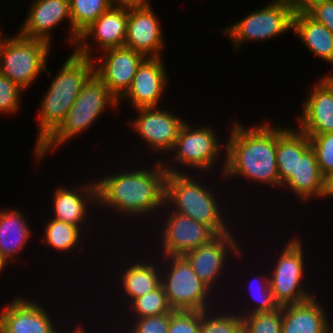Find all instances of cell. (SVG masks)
<instances>
[{
  "label": "cell",
  "mask_w": 333,
  "mask_h": 333,
  "mask_svg": "<svg viewBox=\"0 0 333 333\" xmlns=\"http://www.w3.org/2000/svg\"><path fill=\"white\" fill-rule=\"evenodd\" d=\"M167 173L165 180V205L170 210L190 216L197 222L209 226L217 235L232 231L231 225H226L225 213L218 202L213 189L197 179L198 176ZM208 187V188H207ZM211 189V190H210ZM213 191V192H212ZM216 197V198H215ZM232 229V230H231Z\"/></svg>",
  "instance_id": "cell-5"
},
{
  "label": "cell",
  "mask_w": 333,
  "mask_h": 333,
  "mask_svg": "<svg viewBox=\"0 0 333 333\" xmlns=\"http://www.w3.org/2000/svg\"><path fill=\"white\" fill-rule=\"evenodd\" d=\"M50 221L44 226V244L57 252H75L80 250L83 240L86 238L82 230L77 226L50 218ZM84 239H83V238ZM82 239V240H81ZM78 247V248H77ZM72 250V251H71Z\"/></svg>",
  "instance_id": "cell-28"
},
{
  "label": "cell",
  "mask_w": 333,
  "mask_h": 333,
  "mask_svg": "<svg viewBox=\"0 0 333 333\" xmlns=\"http://www.w3.org/2000/svg\"><path fill=\"white\" fill-rule=\"evenodd\" d=\"M312 0H294L296 7L302 8L307 2Z\"/></svg>",
  "instance_id": "cell-43"
},
{
  "label": "cell",
  "mask_w": 333,
  "mask_h": 333,
  "mask_svg": "<svg viewBox=\"0 0 333 333\" xmlns=\"http://www.w3.org/2000/svg\"><path fill=\"white\" fill-rule=\"evenodd\" d=\"M128 309L129 315L132 318H143L150 316H159L165 313H171L173 310L168 304L167 297L162 285L152 292L146 293L136 299L130 304ZM132 312V314H131ZM136 314V315H135Z\"/></svg>",
  "instance_id": "cell-32"
},
{
  "label": "cell",
  "mask_w": 333,
  "mask_h": 333,
  "mask_svg": "<svg viewBox=\"0 0 333 333\" xmlns=\"http://www.w3.org/2000/svg\"><path fill=\"white\" fill-rule=\"evenodd\" d=\"M135 111L139 114L130 121V128L143 138L151 152L170 154L185 121L159 106L138 108Z\"/></svg>",
  "instance_id": "cell-14"
},
{
  "label": "cell",
  "mask_w": 333,
  "mask_h": 333,
  "mask_svg": "<svg viewBox=\"0 0 333 333\" xmlns=\"http://www.w3.org/2000/svg\"><path fill=\"white\" fill-rule=\"evenodd\" d=\"M292 30L312 54L333 66V34L327 27L296 7Z\"/></svg>",
  "instance_id": "cell-24"
},
{
  "label": "cell",
  "mask_w": 333,
  "mask_h": 333,
  "mask_svg": "<svg viewBox=\"0 0 333 333\" xmlns=\"http://www.w3.org/2000/svg\"><path fill=\"white\" fill-rule=\"evenodd\" d=\"M150 1L128 9L127 35L124 46L140 52L146 58L163 57L165 47L162 27Z\"/></svg>",
  "instance_id": "cell-19"
},
{
  "label": "cell",
  "mask_w": 333,
  "mask_h": 333,
  "mask_svg": "<svg viewBox=\"0 0 333 333\" xmlns=\"http://www.w3.org/2000/svg\"><path fill=\"white\" fill-rule=\"evenodd\" d=\"M201 311L173 310L168 333H199Z\"/></svg>",
  "instance_id": "cell-36"
},
{
  "label": "cell",
  "mask_w": 333,
  "mask_h": 333,
  "mask_svg": "<svg viewBox=\"0 0 333 333\" xmlns=\"http://www.w3.org/2000/svg\"><path fill=\"white\" fill-rule=\"evenodd\" d=\"M144 260V261H143ZM133 260L134 262H127L125 267L120 271L119 286L124 291V298L127 299L129 305L134 299L154 291L161 285V268L160 263H150V261ZM136 262V263H135ZM124 268V269H123Z\"/></svg>",
  "instance_id": "cell-26"
},
{
  "label": "cell",
  "mask_w": 333,
  "mask_h": 333,
  "mask_svg": "<svg viewBox=\"0 0 333 333\" xmlns=\"http://www.w3.org/2000/svg\"><path fill=\"white\" fill-rule=\"evenodd\" d=\"M276 160L279 189L295 174L296 128L276 126Z\"/></svg>",
  "instance_id": "cell-27"
},
{
  "label": "cell",
  "mask_w": 333,
  "mask_h": 333,
  "mask_svg": "<svg viewBox=\"0 0 333 333\" xmlns=\"http://www.w3.org/2000/svg\"><path fill=\"white\" fill-rule=\"evenodd\" d=\"M53 218L77 226L82 232L87 233L92 230L91 223L87 218L89 215V205H97V186L92 180L75 188L60 186L55 189L52 197ZM91 203V204H90ZM88 222H87V221ZM85 224V225H84ZM84 229L87 228V229Z\"/></svg>",
  "instance_id": "cell-20"
},
{
  "label": "cell",
  "mask_w": 333,
  "mask_h": 333,
  "mask_svg": "<svg viewBox=\"0 0 333 333\" xmlns=\"http://www.w3.org/2000/svg\"><path fill=\"white\" fill-rule=\"evenodd\" d=\"M261 274L262 273H260V276L257 279H256V277L253 278L254 279L253 283L248 284L249 285L248 288L251 292L247 291V294L251 293L250 296L254 300L255 305L248 304V301H247V303H245V305H244L245 307L243 309H241L240 312H239V310H237L241 316H245V315L253 314V313L275 311L276 309H278L280 307L276 303L274 296L272 294V290L270 287V276L266 275V273L263 275H261ZM250 282H252V280ZM255 282H256V284H255ZM254 285H255V287H254ZM246 304H248L247 307H249V308L251 307V308L246 309Z\"/></svg>",
  "instance_id": "cell-31"
},
{
  "label": "cell",
  "mask_w": 333,
  "mask_h": 333,
  "mask_svg": "<svg viewBox=\"0 0 333 333\" xmlns=\"http://www.w3.org/2000/svg\"><path fill=\"white\" fill-rule=\"evenodd\" d=\"M286 244L268 273L272 294L280 307L303 302L315 295L304 287L307 261L301 240L296 235Z\"/></svg>",
  "instance_id": "cell-10"
},
{
  "label": "cell",
  "mask_w": 333,
  "mask_h": 333,
  "mask_svg": "<svg viewBox=\"0 0 333 333\" xmlns=\"http://www.w3.org/2000/svg\"><path fill=\"white\" fill-rule=\"evenodd\" d=\"M3 31H2V29H1V31H0V48H1V45H2V43H3V40H4V36H3V33H2ZM3 36V37H2Z\"/></svg>",
  "instance_id": "cell-45"
},
{
  "label": "cell",
  "mask_w": 333,
  "mask_h": 333,
  "mask_svg": "<svg viewBox=\"0 0 333 333\" xmlns=\"http://www.w3.org/2000/svg\"><path fill=\"white\" fill-rule=\"evenodd\" d=\"M161 259V285L172 310L205 311L215 307L214 304L218 306L217 298L212 297L215 292L201 281L184 256Z\"/></svg>",
  "instance_id": "cell-6"
},
{
  "label": "cell",
  "mask_w": 333,
  "mask_h": 333,
  "mask_svg": "<svg viewBox=\"0 0 333 333\" xmlns=\"http://www.w3.org/2000/svg\"><path fill=\"white\" fill-rule=\"evenodd\" d=\"M23 91L15 82L0 73V114L6 113V115H10L18 113L21 107L20 98L23 95Z\"/></svg>",
  "instance_id": "cell-35"
},
{
  "label": "cell",
  "mask_w": 333,
  "mask_h": 333,
  "mask_svg": "<svg viewBox=\"0 0 333 333\" xmlns=\"http://www.w3.org/2000/svg\"><path fill=\"white\" fill-rule=\"evenodd\" d=\"M186 121L182 125L176 143L170 152L172 158L168 160L172 164L168 160L165 161L166 159H162L163 166L167 173L183 174L184 170L190 168V171L191 167L195 171H201V173L207 171L211 173L213 171L211 168H215L217 161H220L218 157L222 155L220 153H222L221 150L224 147L226 148V143L223 142L221 144L219 142V136L215 133L217 131H214L215 129L211 128L209 124L207 126L199 125V127L195 128V126L192 127L193 125ZM183 166L185 169L181 170Z\"/></svg>",
  "instance_id": "cell-7"
},
{
  "label": "cell",
  "mask_w": 333,
  "mask_h": 333,
  "mask_svg": "<svg viewBox=\"0 0 333 333\" xmlns=\"http://www.w3.org/2000/svg\"><path fill=\"white\" fill-rule=\"evenodd\" d=\"M309 139L320 171L328 180L333 175V133L312 135Z\"/></svg>",
  "instance_id": "cell-34"
},
{
  "label": "cell",
  "mask_w": 333,
  "mask_h": 333,
  "mask_svg": "<svg viewBox=\"0 0 333 333\" xmlns=\"http://www.w3.org/2000/svg\"><path fill=\"white\" fill-rule=\"evenodd\" d=\"M8 263L1 255H0V274L3 273L2 271L8 266Z\"/></svg>",
  "instance_id": "cell-42"
},
{
  "label": "cell",
  "mask_w": 333,
  "mask_h": 333,
  "mask_svg": "<svg viewBox=\"0 0 333 333\" xmlns=\"http://www.w3.org/2000/svg\"><path fill=\"white\" fill-rule=\"evenodd\" d=\"M328 191L330 198L333 197V175L327 180Z\"/></svg>",
  "instance_id": "cell-41"
},
{
  "label": "cell",
  "mask_w": 333,
  "mask_h": 333,
  "mask_svg": "<svg viewBox=\"0 0 333 333\" xmlns=\"http://www.w3.org/2000/svg\"><path fill=\"white\" fill-rule=\"evenodd\" d=\"M163 58H146L138 67L131 86L118 100H129L134 109L158 107L167 89L168 77Z\"/></svg>",
  "instance_id": "cell-21"
},
{
  "label": "cell",
  "mask_w": 333,
  "mask_h": 333,
  "mask_svg": "<svg viewBox=\"0 0 333 333\" xmlns=\"http://www.w3.org/2000/svg\"><path fill=\"white\" fill-rule=\"evenodd\" d=\"M118 99L108 87L93 74L83 85L76 101L60 125L37 147H33L36 162L40 163L51 151L68 143L98 121L107 107H118ZM57 149V150H56Z\"/></svg>",
  "instance_id": "cell-4"
},
{
  "label": "cell",
  "mask_w": 333,
  "mask_h": 333,
  "mask_svg": "<svg viewBox=\"0 0 333 333\" xmlns=\"http://www.w3.org/2000/svg\"><path fill=\"white\" fill-rule=\"evenodd\" d=\"M71 28L80 35L110 8L108 0H69Z\"/></svg>",
  "instance_id": "cell-30"
},
{
  "label": "cell",
  "mask_w": 333,
  "mask_h": 333,
  "mask_svg": "<svg viewBox=\"0 0 333 333\" xmlns=\"http://www.w3.org/2000/svg\"><path fill=\"white\" fill-rule=\"evenodd\" d=\"M108 2L112 8L133 9L148 3L149 0H108Z\"/></svg>",
  "instance_id": "cell-39"
},
{
  "label": "cell",
  "mask_w": 333,
  "mask_h": 333,
  "mask_svg": "<svg viewBox=\"0 0 333 333\" xmlns=\"http://www.w3.org/2000/svg\"><path fill=\"white\" fill-rule=\"evenodd\" d=\"M302 9L333 34V0H312L307 2Z\"/></svg>",
  "instance_id": "cell-38"
},
{
  "label": "cell",
  "mask_w": 333,
  "mask_h": 333,
  "mask_svg": "<svg viewBox=\"0 0 333 333\" xmlns=\"http://www.w3.org/2000/svg\"><path fill=\"white\" fill-rule=\"evenodd\" d=\"M236 238L231 231L219 234L209 243L183 255L190 263L192 270L212 291L216 292V288L221 287L217 283L222 284L220 277L228 267L226 266L229 261L228 256L231 254L233 255L231 257L235 258L236 255V258L240 259L243 255L241 245Z\"/></svg>",
  "instance_id": "cell-11"
},
{
  "label": "cell",
  "mask_w": 333,
  "mask_h": 333,
  "mask_svg": "<svg viewBox=\"0 0 333 333\" xmlns=\"http://www.w3.org/2000/svg\"><path fill=\"white\" fill-rule=\"evenodd\" d=\"M281 188L292 190L298 200L307 204L316 197L330 198L327 179L320 171L310 139L297 128L295 174Z\"/></svg>",
  "instance_id": "cell-13"
},
{
  "label": "cell",
  "mask_w": 333,
  "mask_h": 333,
  "mask_svg": "<svg viewBox=\"0 0 333 333\" xmlns=\"http://www.w3.org/2000/svg\"><path fill=\"white\" fill-rule=\"evenodd\" d=\"M133 319L127 333H168L170 313Z\"/></svg>",
  "instance_id": "cell-37"
},
{
  "label": "cell",
  "mask_w": 333,
  "mask_h": 333,
  "mask_svg": "<svg viewBox=\"0 0 333 333\" xmlns=\"http://www.w3.org/2000/svg\"><path fill=\"white\" fill-rule=\"evenodd\" d=\"M127 22L128 9L110 7L79 35L74 50L81 56L94 58L93 45H97L96 48L101 52L123 47L127 35ZM89 38L96 44L88 41Z\"/></svg>",
  "instance_id": "cell-16"
},
{
  "label": "cell",
  "mask_w": 333,
  "mask_h": 333,
  "mask_svg": "<svg viewBox=\"0 0 333 333\" xmlns=\"http://www.w3.org/2000/svg\"><path fill=\"white\" fill-rule=\"evenodd\" d=\"M322 79L333 89V73L322 76Z\"/></svg>",
  "instance_id": "cell-40"
},
{
  "label": "cell",
  "mask_w": 333,
  "mask_h": 333,
  "mask_svg": "<svg viewBox=\"0 0 333 333\" xmlns=\"http://www.w3.org/2000/svg\"><path fill=\"white\" fill-rule=\"evenodd\" d=\"M316 296L282 307V333H328L330 319Z\"/></svg>",
  "instance_id": "cell-23"
},
{
  "label": "cell",
  "mask_w": 333,
  "mask_h": 333,
  "mask_svg": "<svg viewBox=\"0 0 333 333\" xmlns=\"http://www.w3.org/2000/svg\"><path fill=\"white\" fill-rule=\"evenodd\" d=\"M93 58L79 55L75 50L52 78L39 106L37 148L63 121L76 101L83 85L94 74Z\"/></svg>",
  "instance_id": "cell-3"
},
{
  "label": "cell",
  "mask_w": 333,
  "mask_h": 333,
  "mask_svg": "<svg viewBox=\"0 0 333 333\" xmlns=\"http://www.w3.org/2000/svg\"><path fill=\"white\" fill-rule=\"evenodd\" d=\"M23 24L17 32L27 38L39 39L52 44L51 33L58 24L68 20L70 34L69 41L75 48L79 35L71 28L69 0H32ZM52 29V30H51Z\"/></svg>",
  "instance_id": "cell-17"
},
{
  "label": "cell",
  "mask_w": 333,
  "mask_h": 333,
  "mask_svg": "<svg viewBox=\"0 0 333 333\" xmlns=\"http://www.w3.org/2000/svg\"><path fill=\"white\" fill-rule=\"evenodd\" d=\"M100 55L99 60L93 58L96 64L94 74L119 100L131 86L138 67L146 57L125 46L104 50Z\"/></svg>",
  "instance_id": "cell-15"
},
{
  "label": "cell",
  "mask_w": 333,
  "mask_h": 333,
  "mask_svg": "<svg viewBox=\"0 0 333 333\" xmlns=\"http://www.w3.org/2000/svg\"><path fill=\"white\" fill-rule=\"evenodd\" d=\"M166 208V218H162L164 229L162 226L160 228L162 229L161 256H183L188 251L209 243L217 236L209 226L195 221L190 216L170 211V208L164 204L163 210Z\"/></svg>",
  "instance_id": "cell-12"
},
{
  "label": "cell",
  "mask_w": 333,
  "mask_h": 333,
  "mask_svg": "<svg viewBox=\"0 0 333 333\" xmlns=\"http://www.w3.org/2000/svg\"><path fill=\"white\" fill-rule=\"evenodd\" d=\"M214 308L216 309L217 307L201 311L199 333H243L242 316L236 312V309L234 311V308H232L233 310L227 311V308L222 309L219 306L216 312ZM218 309L221 311H218Z\"/></svg>",
  "instance_id": "cell-29"
},
{
  "label": "cell",
  "mask_w": 333,
  "mask_h": 333,
  "mask_svg": "<svg viewBox=\"0 0 333 333\" xmlns=\"http://www.w3.org/2000/svg\"><path fill=\"white\" fill-rule=\"evenodd\" d=\"M44 308L35 299L13 297L12 302L1 308L0 333H56L59 324L55 325L51 314Z\"/></svg>",
  "instance_id": "cell-18"
},
{
  "label": "cell",
  "mask_w": 333,
  "mask_h": 333,
  "mask_svg": "<svg viewBox=\"0 0 333 333\" xmlns=\"http://www.w3.org/2000/svg\"><path fill=\"white\" fill-rule=\"evenodd\" d=\"M78 325H79V326H78ZM77 326H78V327H77ZM82 326H83L82 324H79V323H78V324L76 325V327L74 328V330L72 329L71 332H69V333H76V332H77ZM60 330H61V329H59L56 333H62L63 330H61V332H60ZM63 333H64V332H63Z\"/></svg>",
  "instance_id": "cell-44"
},
{
  "label": "cell",
  "mask_w": 333,
  "mask_h": 333,
  "mask_svg": "<svg viewBox=\"0 0 333 333\" xmlns=\"http://www.w3.org/2000/svg\"><path fill=\"white\" fill-rule=\"evenodd\" d=\"M22 212L11 207L0 210V255L7 262L18 261V255L33 235Z\"/></svg>",
  "instance_id": "cell-25"
},
{
  "label": "cell",
  "mask_w": 333,
  "mask_h": 333,
  "mask_svg": "<svg viewBox=\"0 0 333 333\" xmlns=\"http://www.w3.org/2000/svg\"><path fill=\"white\" fill-rule=\"evenodd\" d=\"M148 166L145 169L131 168L96 178L97 204L100 208H108L113 213L116 211L127 219L129 216L131 219L140 216L145 218L146 215L157 216L161 213L165 204L167 171L161 160H157L154 167Z\"/></svg>",
  "instance_id": "cell-1"
},
{
  "label": "cell",
  "mask_w": 333,
  "mask_h": 333,
  "mask_svg": "<svg viewBox=\"0 0 333 333\" xmlns=\"http://www.w3.org/2000/svg\"><path fill=\"white\" fill-rule=\"evenodd\" d=\"M331 321L329 322V326H328V333H333V326H331L332 324H330Z\"/></svg>",
  "instance_id": "cell-46"
},
{
  "label": "cell",
  "mask_w": 333,
  "mask_h": 333,
  "mask_svg": "<svg viewBox=\"0 0 333 333\" xmlns=\"http://www.w3.org/2000/svg\"><path fill=\"white\" fill-rule=\"evenodd\" d=\"M231 125L221 175L279 188L276 127L269 120L250 128L237 120Z\"/></svg>",
  "instance_id": "cell-2"
},
{
  "label": "cell",
  "mask_w": 333,
  "mask_h": 333,
  "mask_svg": "<svg viewBox=\"0 0 333 333\" xmlns=\"http://www.w3.org/2000/svg\"><path fill=\"white\" fill-rule=\"evenodd\" d=\"M315 83L296 121L297 129L308 137L333 133V89L322 78Z\"/></svg>",
  "instance_id": "cell-22"
},
{
  "label": "cell",
  "mask_w": 333,
  "mask_h": 333,
  "mask_svg": "<svg viewBox=\"0 0 333 333\" xmlns=\"http://www.w3.org/2000/svg\"><path fill=\"white\" fill-rule=\"evenodd\" d=\"M76 333H86L85 328L82 326Z\"/></svg>",
  "instance_id": "cell-47"
},
{
  "label": "cell",
  "mask_w": 333,
  "mask_h": 333,
  "mask_svg": "<svg viewBox=\"0 0 333 333\" xmlns=\"http://www.w3.org/2000/svg\"><path fill=\"white\" fill-rule=\"evenodd\" d=\"M243 333H282V307L242 316Z\"/></svg>",
  "instance_id": "cell-33"
},
{
  "label": "cell",
  "mask_w": 333,
  "mask_h": 333,
  "mask_svg": "<svg viewBox=\"0 0 333 333\" xmlns=\"http://www.w3.org/2000/svg\"><path fill=\"white\" fill-rule=\"evenodd\" d=\"M295 9L294 0H273L262 9L250 12L243 19L221 30L233 42L237 51L244 43L271 40L292 31Z\"/></svg>",
  "instance_id": "cell-9"
},
{
  "label": "cell",
  "mask_w": 333,
  "mask_h": 333,
  "mask_svg": "<svg viewBox=\"0 0 333 333\" xmlns=\"http://www.w3.org/2000/svg\"><path fill=\"white\" fill-rule=\"evenodd\" d=\"M5 36L0 48V73L15 82L24 91L32 86L40 72L47 70V60L52 44L31 39L16 33Z\"/></svg>",
  "instance_id": "cell-8"
}]
</instances>
